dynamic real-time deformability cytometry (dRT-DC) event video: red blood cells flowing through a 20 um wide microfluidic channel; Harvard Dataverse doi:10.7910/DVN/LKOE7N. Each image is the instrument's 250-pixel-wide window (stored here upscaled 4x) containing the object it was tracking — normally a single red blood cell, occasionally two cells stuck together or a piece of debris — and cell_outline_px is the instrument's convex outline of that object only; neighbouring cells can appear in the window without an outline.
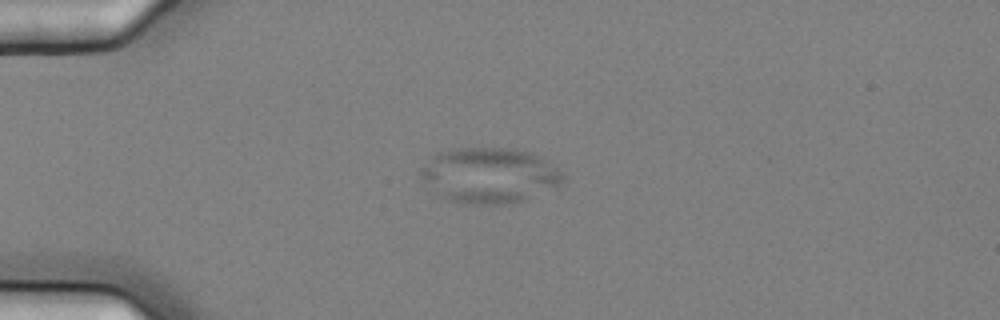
{"species": "common noctule bat (a hibernating species)", "species_latin": "Nyctalus noctula", "temperature_condition": "cold", "stored_images_in_passage": 3, "camera_frame_rate_fps": 3000, "um_per_image_px": 0.085, "animal": {"sex": "female", "body_mass_g": 25.1}, "frame": {"image": 1, "passage_image": 1, "time_ms": 0.0, "image_size_px": [1000, 320], "cell_outline_px": [[564, 176], [560, 184], [556, 188], [524, 200], [512, 204], [468, 204], [448, 200], [440, 196], [420, 176], [420, 172], [424, 164], [432, 156], [440, 152], [456, 148], [512, 148], [532, 152], [544, 156], [564, 172]], "centroid_in_image_um": [41.68, 14.9], "position_along_channel_um": 43.3, "area_um2": 46.36}}
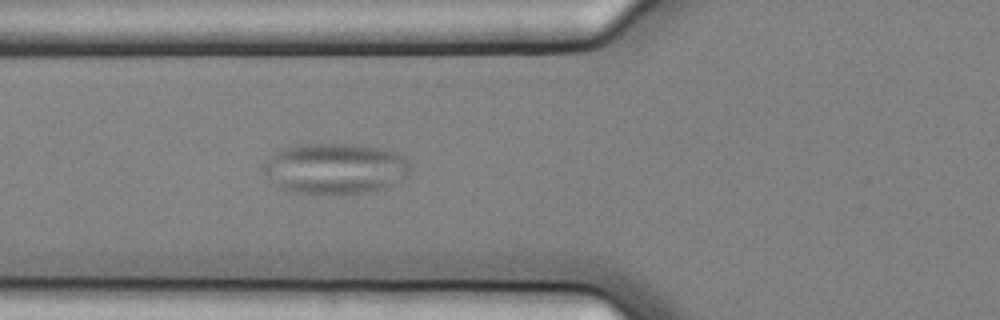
{"frame": {"image": 2, "passage_image": 3, "time_ms": 0.667, "image_size_px": [1000, 320], "cell_outline_px": [[412, 168], [408, 176], [388, 188], [368, 192], [296, 192], [280, 188], [260, 168], [276, 152], [284, 148], [300, 144], [352, 144], [380, 148], [396, 152], [404, 156], [408, 160]], "centroid_in_image_um": [28.56, 14.3], "position_along_channel_um": 97.2, "area_um2": 43.06}}